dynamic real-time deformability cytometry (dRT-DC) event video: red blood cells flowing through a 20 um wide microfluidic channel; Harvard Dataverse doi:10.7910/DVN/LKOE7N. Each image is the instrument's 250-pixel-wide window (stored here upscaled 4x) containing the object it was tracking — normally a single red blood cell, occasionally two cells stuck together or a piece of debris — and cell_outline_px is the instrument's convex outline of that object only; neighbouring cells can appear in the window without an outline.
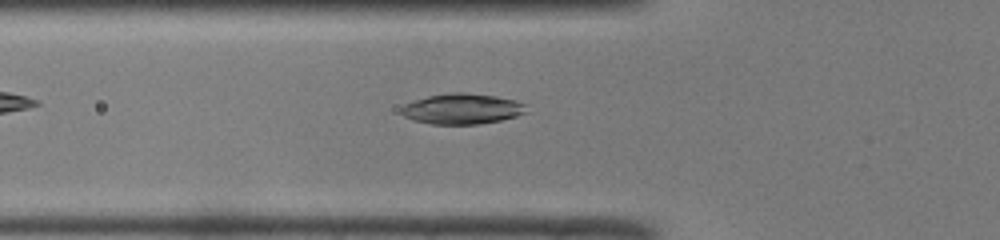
{"species": "common noctule bat (a hibernating species)", "species_latin": "Nyctalus noctula", "temperature_condition": "room temperature", "stored_images_in_passage": 34, "camera_frame_rate_fps": 3000, "um_per_image_px": 0.085, "animal": {"sex": "male", "body_mass_g": 19.0, "forearm_length_mm": 50.8}, "frame": {"image": 1, "passage_image": 3, "time_ms": 0.667, "image_size_px": [1000, 240], "cell_outline_px": [[528, 112], [516, 116], [500, 120], [480, 124], [432, 124], [412, 120], [404, 116], [400, 112], [400, 108], [404, 104], [428, 96], [448, 92], [464, 92], [496, 96], [516, 100], [524, 104]], "centroid_in_image_um": [39.27, 9.25], "position_along_channel_um": 86.5, "area_um2": 22.37}}
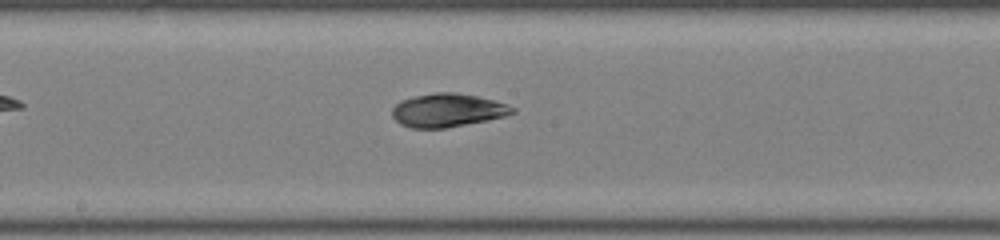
{"frame": {"image": 2, "passage_image": 12, "time_ms": 3.667, "image_size_px": [1000, 240], "cell_outline_px": [[516, 112], [504, 116], [488, 120], [444, 128], [412, 128], [400, 124], [392, 116], [392, 108], [400, 100], [416, 96], [436, 92], [456, 92], [476, 96], [492, 100], [516, 108]], "centroid_in_image_um": [38.02, 9.37], "position_along_channel_um": 210.2, "area_um2": 23.24}}
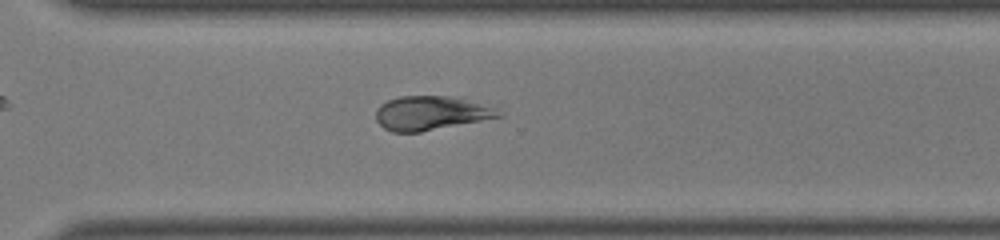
{"frame": {"image": 3, "passage_image": 21, "time_ms": 6.667, "image_size_px": [1000, 240], "cell_outline_px": [[504, 116], [420, 132], [392, 132], [384, 128], [376, 120], [376, 108], [380, 104], [388, 100], [400, 96], [448, 96], [464, 100], [492, 108]], "centroid_in_image_um": [36.52, 9.62], "position_along_channel_um": 334.1, "area_um2": 23.81}, "authors_computed_cell_mechanics": {"area_um2": 23.409, "velocity_mm_per_s": 4.1193, "shape_relaxation_time_tau1_ms": 4.0328, "shape_relaxation_time_tau2_ms": null, "deformation_change_tau1": 0.0583, "deformation_change_tau2": null}}